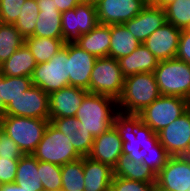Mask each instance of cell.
I'll return each mask as SVG.
<instances>
[{"label":"cell","instance_id":"1","mask_svg":"<svg viewBox=\"0 0 190 191\" xmlns=\"http://www.w3.org/2000/svg\"><path fill=\"white\" fill-rule=\"evenodd\" d=\"M113 126L123 141V155L146 164L155 174L165 166L170 155L159 142L158 133L144 124L139 115L118 112Z\"/></svg>","mask_w":190,"mask_h":191},{"label":"cell","instance_id":"2","mask_svg":"<svg viewBox=\"0 0 190 191\" xmlns=\"http://www.w3.org/2000/svg\"><path fill=\"white\" fill-rule=\"evenodd\" d=\"M160 96L154 73L145 72L128 76L117 99L118 111L138 115Z\"/></svg>","mask_w":190,"mask_h":191},{"label":"cell","instance_id":"3","mask_svg":"<svg viewBox=\"0 0 190 191\" xmlns=\"http://www.w3.org/2000/svg\"><path fill=\"white\" fill-rule=\"evenodd\" d=\"M118 112L116 99L88 92L75 117L95 138L113 126Z\"/></svg>","mask_w":190,"mask_h":191},{"label":"cell","instance_id":"4","mask_svg":"<svg viewBox=\"0 0 190 191\" xmlns=\"http://www.w3.org/2000/svg\"><path fill=\"white\" fill-rule=\"evenodd\" d=\"M153 73L161 95L190 101V64L177 58L159 61Z\"/></svg>","mask_w":190,"mask_h":191},{"label":"cell","instance_id":"5","mask_svg":"<svg viewBox=\"0 0 190 191\" xmlns=\"http://www.w3.org/2000/svg\"><path fill=\"white\" fill-rule=\"evenodd\" d=\"M31 80L48 95L69 86L68 44H64L48 62L37 64Z\"/></svg>","mask_w":190,"mask_h":191},{"label":"cell","instance_id":"6","mask_svg":"<svg viewBox=\"0 0 190 191\" xmlns=\"http://www.w3.org/2000/svg\"><path fill=\"white\" fill-rule=\"evenodd\" d=\"M32 155L38 161L50 162L60 166L81 158L68 136L64 135L51 122H49Z\"/></svg>","mask_w":190,"mask_h":191},{"label":"cell","instance_id":"7","mask_svg":"<svg viewBox=\"0 0 190 191\" xmlns=\"http://www.w3.org/2000/svg\"><path fill=\"white\" fill-rule=\"evenodd\" d=\"M49 122V119L6 115L4 132L15 141L23 154H32Z\"/></svg>","mask_w":190,"mask_h":191},{"label":"cell","instance_id":"8","mask_svg":"<svg viewBox=\"0 0 190 191\" xmlns=\"http://www.w3.org/2000/svg\"><path fill=\"white\" fill-rule=\"evenodd\" d=\"M190 108V101L179 96L161 95L138 115L155 133L176 120Z\"/></svg>","mask_w":190,"mask_h":191},{"label":"cell","instance_id":"9","mask_svg":"<svg viewBox=\"0 0 190 191\" xmlns=\"http://www.w3.org/2000/svg\"><path fill=\"white\" fill-rule=\"evenodd\" d=\"M125 77L117 59L111 57L97 58L90 75V93L107 95L118 99L122 93Z\"/></svg>","mask_w":190,"mask_h":191},{"label":"cell","instance_id":"10","mask_svg":"<svg viewBox=\"0 0 190 191\" xmlns=\"http://www.w3.org/2000/svg\"><path fill=\"white\" fill-rule=\"evenodd\" d=\"M61 19L64 44L76 43L82 34L99 24L96 6L84 0L75 8L61 12Z\"/></svg>","mask_w":190,"mask_h":191},{"label":"cell","instance_id":"11","mask_svg":"<svg viewBox=\"0 0 190 191\" xmlns=\"http://www.w3.org/2000/svg\"><path fill=\"white\" fill-rule=\"evenodd\" d=\"M49 95L32 85L4 108L5 115L49 119Z\"/></svg>","mask_w":190,"mask_h":191},{"label":"cell","instance_id":"12","mask_svg":"<svg viewBox=\"0 0 190 191\" xmlns=\"http://www.w3.org/2000/svg\"><path fill=\"white\" fill-rule=\"evenodd\" d=\"M156 191H190V163L180 156H170L156 174Z\"/></svg>","mask_w":190,"mask_h":191},{"label":"cell","instance_id":"13","mask_svg":"<svg viewBox=\"0 0 190 191\" xmlns=\"http://www.w3.org/2000/svg\"><path fill=\"white\" fill-rule=\"evenodd\" d=\"M99 24H124L146 6L141 0H102L95 5Z\"/></svg>","mask_w":190,"mask_h":191},{"label":"cell","instance_id":"14","mask_svg":"<svg viewBox=\"0 0 190 191\" xmlns=\"http://www.w3.org/2000/svg\"><path fill=\"white\" fill-rule=\"evenodd\" d=\"M182 29L166 22L154 31L143 45L158 59L165 61L176 57Z\"/></svg>","mask_w":190,"mask_h":191},{"label":"cell","instance_id":"15","mask_svg":"<svg viewBox=\"0 0 190 191\" xmlns=\"http://www.w3.org/2000/svg\"><path fill=\"white\" fill-rule=\"evenodd\" d=\"M158 137L170 156H180L190 143V108L161 129Z\"/></svg>","mask_w":190,"mask_h":191},{"label":"cell","instance_id":"16","mask_svg":"<svg viewBox=\"0 0 190 191\" xmlns=\"http://www.w3.org/2000/svg\"><path fill=\"white\" fill-rule=\"evenodd\" d=\"M69 86L89 89L90 75L97 57L76 43L68 44Z\"/></svg>","mask_w":190,"mask_h":191},{"label":"cell","instance_id":"17","mask_svg":"<svg viewBox=\"0 0 190 191\" xmlns=\"http://www.w3.org/2000/svg\"><path fill=\"white\" fill-rule=\"evenodd\" d=\"M166 22L165 9L146 5L140 13L125 22L124 25L141 44Z\"/></svg>","mask_w":190,"mask_h":191},{"label":"cell","instance_id":"18","mask_svg":"<svg viewBox=\"0 0 190 191\" xmlns=\"http://www.w3.org/2000/svg\"><path fill=\"white\" fill-rule=\"evenodd\" d=\"M87 93L83 88L67 86L49 94V120L75 116Z\"/></svg>","mask_w":190,"mask_h":191},{"label":"cell","instance_id":"19","mask_svg":"<svg viewBox=\"0 0 190 191\" xmlns=\"http://www.w3.org/2000/svg\"><path fill=\"white\" fill-rule=\"evenodd\" d=\"M123 141L119 133L112 126L108 131L94 138L89 157L110 166L112 169L116 166L118 159L123 155Z\"/></svg>","mask_w":190,"mask_h":191},{"label":"cell","instance_id":"20","mask_svg":"<svg viewBox=\"0 0 190 191\" xmlns=\"http://www.w3.org/2000/svg\"><path fill=\"white\" fill-rule=\"evenodd\" d=\"M50 122L68 136L74 149L81 157L89 155L94 137L75 116L52 118Z\"/></svg>","mask_w":190,"mask_h":191},{"label":"cell","instance_id":"21","mask_svg":"<svg viewBox=\"0 0 190 191\" xmlns=\"http://www.w3.org/2000/svg\"><path fill=\"white\" fill-rule=\"evenodd\" d=\"M39 16L32 36L63 39L61 12L53 0H36Z\"/></svg>","mask_w":190,"mask_h":191},{"label":"cell","instance_id":"22","mask_svg":"<svg viewBox=\"0 0 190 191\" xmlns=\"http://www.w3.org/2000/svg\"><path fill=\"white\" fill-rule=\"evenodd\" d=\"M84 191H110L113 169L89 156L83 157Z\"/></svg>","mask_w":190,"mask_h":191},{"label":"cell","instance_id":"23","mask_svg":"<svg viewBox=\"0 0 190 191\" xmlns=\"http://www.w3.org/2000/svg\"><path fill=\"white\" fill-rule=\"evenodd\" d=\"M119 67L124 77L138 73L154 72L158 59L141 43L135 51L118 59Z\"/></svg>","mask_w":190,"mask_h":191},{"label":"cell","instance_id":"24","mask_svg":"<svg viewBox=\"0 0 190 191\" xmlns=\"http://www.w3.org/2000/svg\"><path fill=\"white\" fill-rule=\"evenodd\" d=\"M111 43L110 25L98 24L90 32L82 34L78 46L97 58L108 57Z\"/></svg>","mask_w":190,"mask_h":191},{"label":"cell","instance_id":"25","mask_svg":"<svg viewBox=\"0 0 190 191\" xmlns=\"http://www.w3.org/2000/svg\"><path fill=\"white\" fill-rule=\"evenodd\" d=\"M36 65L37 63L34 59V56L28 47L23 44L9 57L8 60L4 61L0 65V71L4 76H27L31 78Z\"/></svg>","mask_w":190,"mask_h":191},{"label":"cell","instance_id":"26","mask_svg":"<svg viewBox=\"0 0 190 191\" xmlns=\"http://www.w3.org/2000/svg\"><path fill=\"white\" fill-rule=\"evenodd\" d=\"M41 181L38 160L32 154H24L19 158L14 182L24 191H44Z\"/></svg>","mask_w":190,"mask_h":191},{"label":"cell","instance_id":"27","mask_svg":"<svg viewBox=\"0 0 190 191\" xmlns=\"http://www.w3.org/2000/svg\"><path fill=\"white\" fill-rule=\"evenodd\" d=\"M113 175L144 183H156V174L146 164L122 155L113 168Z\"/></svg>","mask_w":190,"mask_h":191},{"label":"cell","instance_id":"28","mask_svg":"<svg viewBox=\"0 0 190 191\" xmlns=\"http://www.w3.org/2000/svg\"><path fill=\"white\" fill-rule=\"evenodd\" d=\"M110 33L111 43L108 57L118 60L120 57L131 54L140 45L124 24L110 25Z\"/></svg>","mask_w":190,"mask_h":191},{"label":"cell","instance_id":"29","mask_svg":"<svg viewBox=\"0 0 190 191\" xmlns=\"http://www.w3.org/2000/svg\"><path fill=\"white\" fill-rule=\"evenodd\" d=\"M24 44L28 47L37 64L48 62L63 47V39L43 38L29 36L25 38Z\"/></svg>","mask_w":190,"mask_h":191},{"label":"cell","instance_id":"30","mask_svg":"<svg viewBox=\"0 0 190 191\" xmlns=\"http://www.w3.org/2000/svg\"><path fill=\"white\" fill-rule=\"evenodd\" d=\"M61 191H84L83 157L61 166Z\"/></svg>","mask_w":190,"mask_h":191},{"label":"cell","instance_id":"31","mask_svg":"<svg viewBox=\"0 0 190 191\" xmlns=\"http://www.w3.org/2000/svg\"><path fill=\"white\" fill-rule=\"evenodd\" d=\"M24 40L14 24L0 22V65L24 44Z\"/></svg>","mask_w":190,"mask_h":191},{"label":"cell","instance_id":"32","mask_svg":"<svg viewBox=\"0 0 190 191\" xmlns=\"http://www.w3.org/2000/svg\"><path fill=\"white\" fill-rule=\"evenodd\" d=\"M38 16L39 7L37 6L36 0H25L21 8V13L14 24L24 38L34 34Z\"/></svg>","mask_w":190,"mask_h":191},{"label":"cell","instance_id":"33","mask_svg":"<svg viewBox=\"0 0 190 191\" xmlns=\"http://www.w3.org/2000/svg\"><path fill=\"white\" fill-rule=\"evenodd\" d=\"M38 171L44 191H61V166L44 161H38Z\"/></svg>","mask_w":190,"mask_h":191},{"label":"cell","instance_id":"34","mask_svg":"<svg viewBox=\"0 0 190 191\" xmlns=\"http://www.w3.org/2000/svg\"><path fill=\"white\" fill-rule=\"evenodd\" d=\"M168 23L184 29L190 22V0H175L165 8Z\"/></svg>","mask_w":190,"mask_h":191},{"label":"cell","instance_id":"35","mask_svg":"<svg viewBox=\"0 0 190 191\" xmlns=\"http://www.w3.org/2000/svg\"><path fill=\"white\" fill-rule=\"evenodd\" d=\"M32 80L30 77H11L4 76L3 79V110L9 104L11 100H14L23 91H27L32 86Z\"/></svg>","mask_w":190,"mask_h":191},{"label":"cell","instance_id":"36","mask_svg":"<svg viewBox=\"0 0 190 191\" xmlns=\"http://www.w3.org/2000/svg\"><path fill=\"white\" fill-rule=\"evenodd\" d=\"M156 183H144L113 176L110 191H156Z\"/></svg>","mask_w":190,"mask_h":191},{"label":"cell","instance_id":"37","mask_svg":"<svg viewBox=\"0 0 190 191\" xmlns=\"http://www.w3.org/2000/svg\"><path fill=\"white\" fill-rule=\"evenodd\" d=\"M25 0H0V22L15 24Z\"/></svg>","mask_w":190,"mask_h":191},{"label":"cell","instance_id":"38","mask_svg":"<svg viewBox=\"0 0 190 191\" xmlns=\"http://www.w3.org/2000/svg\"><path fill=\"white\" fill-rule=\"evenodd\" d=\"M23 152L18 145L5 132L0 134V157L19 159L23 156Z\"/></svg>","mask_w":190,"mask_h":191},{"label":"cell","instance_id":"39","mask_svg":"<svg viewBox=\"0 0 190 191\" xmlns=\"http://www.w3.org/2000/svg\"><path fill=\"white\" fill-rule=\"evenodd\" d=\"M18 162L19 159L0 157V184L15 181Z\"/></svg>","mask_w":190,"mask_h":191},{"label":"cell","instance_id":"40","mask_svg":"<svg viewBox=\"0 0 190 191\" xmlns=\"http://www.w3.org/2000/svg\"><path fill=\"white\" fill-rule=\"evenodd\" d=\"M175 58L190 64V32H185L183 29L180 34L178 50Z\"/></svg>","mask_w":190,"mask_h":191},{"label":"cell","instance_id":"41","mask_svg":"<svg viewBox=\"0 0 190 191\" xmlns=\"http://www.w3.org/2000/svg\"><path fill=\"white\" fill-rule=\"evenodd\" d=\"M83 0H53L55 8L60 12L68 11L69 9L75 8Z\"/></svg>","mask_w":190,"mask_h":191},{"label":"cell","instance_id":"42","mask_svg":"<svg viewBox=\"0 0 190 191\" xmlns=\"http://www.w3.org/2000/svg\"><path fill=\"white\" fill-rule=\"evenodd\" d=\"M0 191H24L22 187L15 182L0 184Z\"/></svg>","mask_w":190,"mask_h":191},{"label":"cell","instance_id":"43","mask_svg":"<svg viewBox=\"0 0 190 191\" xmlns=\"http://www.w3.org/2000/svg\"><path fill=\"white\" fill-rule=\"evenodd\" d=\"M174 1L175 0H152L151 5L164 9L166 6H168L170 3Z\"/></svg>","mask_w":190,"mask_h":191},{"label":"cell","instance_id":"44","mask_svg":"<svg viewBox=\"0 0 190 191\" xmlns=\"http://www.w3.org/2000/svg\"><path fill=\"white\" fill-rule=\"evenodd\" d=\"M3 79H4V75L0 71V109L2 110H3Z\"/></svg>","mask_w":190,"mask_h":191},{"label":"cell","instance_id":"45","mask_svg":"<svg viewBox=\"0 0 190 191\" xmlns=\"http://www.w3.org/2000/svg\"><path fill=\"white\" fill-rule=\"evenodd\" d=\"M6 115L2 109H0V134L4 132Z\"/></svg>","mask_w":190,"mask_h":191},{"label":"cell","instance_id":"46","mask_svg":"<svg viewBox=\"0 0 190 191\" xmlns=\"http://www.w3.org/2000/svg\"><path fill=\"white\" fill-rule=\"evenodd\" d=\"M181 158L185 159L190 163V143L187 145V147L184 149L182 154L180 155Z\"/></svg>","mask_w":190,"mask_h":191},{"label":"cell","instance_id":"47","mask_svg":"<svg viewBox=\"0 0 190 191\" xmlns=\"http://www.w3.org/2000/svg\"><path fill=\"white\" fill-rule=\"evenodd\" d=\"M84 1L90 2L92 5H96L99 2H101L102 0H84Z\"/></svg>","mask_w":190,"mask_h":191},{"label":"cell","instance_id":"48","mask_svg":"<svg viewBox=\"0 0 190 191\" xmlns=\"http://www.w3.org/2000/svg\"><path fill=\"white\" fill-rule=\"evenodd\" d=\"M185 32H190V22L188 25L183 29Z\"/></svg>","mask_w":190,"mask_h":191},{"label":"cell","instance_id":"49","mask_svg":"<svg viewBox=\"0 0 190 191\" xmlns=\"http://www.w3.org/2000/svg\"><path fill=\"white\" fill-rule=\"evenodd\" d=\"M142 2H144L146 5H151L152 0H141Z\"/></svg>","mask_w":190,"mask_h":191}]
</instances>
